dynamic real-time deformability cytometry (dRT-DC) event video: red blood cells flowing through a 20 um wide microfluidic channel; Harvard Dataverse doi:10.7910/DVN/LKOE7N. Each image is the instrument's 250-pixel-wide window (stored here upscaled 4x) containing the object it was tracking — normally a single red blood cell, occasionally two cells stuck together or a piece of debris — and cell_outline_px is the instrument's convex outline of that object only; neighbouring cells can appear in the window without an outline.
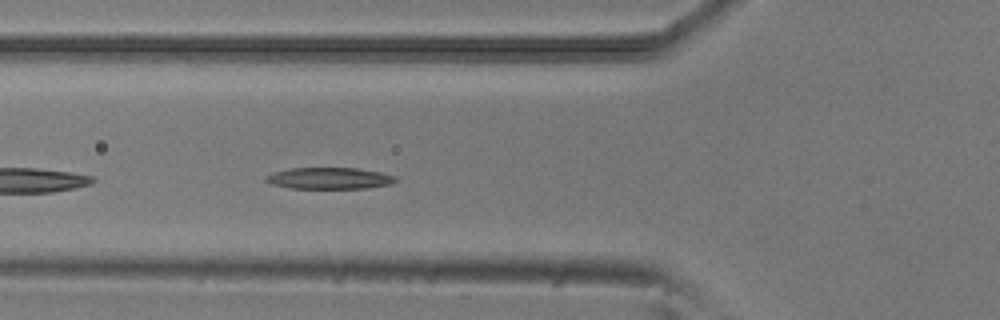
{"species": "common noctule bat (a hibernating species)", "species_latin": "Nyctalus noctula", "temperature_condition": "room temperature", "stored_images_in_passage": 21, "camera_frame_rate_fps": 3000, "um_per_image_px": 0.085, "animal": {"sex": "male", "body_mass_g": 20.5, "forearm_length_mm": 52.5}, "frame": {"image": 1, "passage_image": 5, "time_ms": 1.333, "image_size_px": [1000, 320], "cell_outline_px": [[396, 180], [392, 184], [368, 188], [288, 188], [272, 184], [264, 180], [264, 176], [272, 172], [292, 168], [360, 168], [380, 172], [396, 176]], "centroid_in_image_um": [27.98, 15.15], "position_along_channel_um": 97.8, "area_um2": 16.36}}
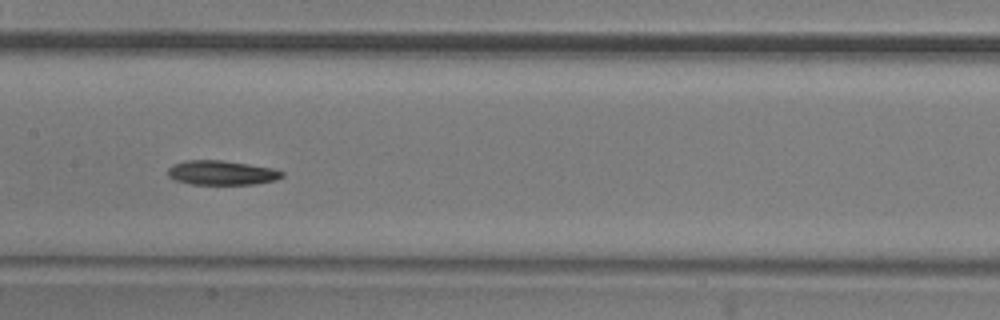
{"frame": {"image": 2, "passage_image": 12, "time_ms": 3.667, "image_size_px": [1000, 320], "cell_outline_px": [[284, 176], [276, 180], [256, 184], [192, 184], [176, 180], [168, 176], [168, 168], [172, 164], [184, 160], [220, 160], [248, 164], [272, 168], [284, 172]], "centroid_in_image_um": [18.84, 14.68], "position_along_channel_um": 188.6, "area_um2": 16.24}}
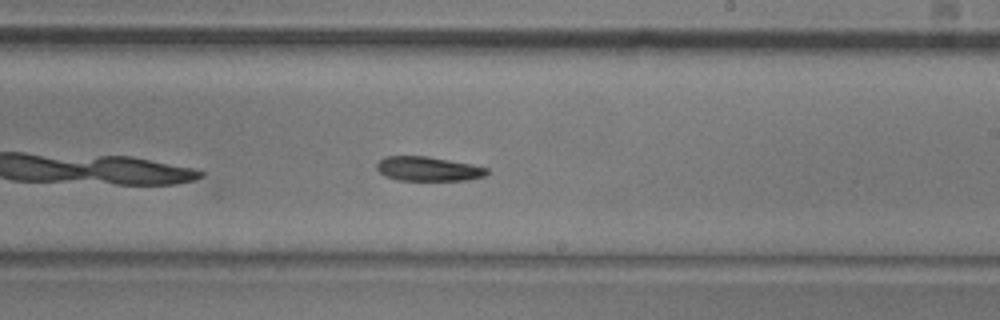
{"frame": {"image": 3, "passage_image": 17, "time_ms": 5.333, "image_size_px": [1000, 320], "cell_outline_px": [[488, 172], [484, 176], [468, 180], [396, 180], [384, 176], [376, 168], [376, 164], [384, 156], [428, 156], [472, 164], [488, 168]], "centroid_in_image_um": [36.37, 14.35], "position_along_channel_um": 252.6, "area_um2": 15.72}}